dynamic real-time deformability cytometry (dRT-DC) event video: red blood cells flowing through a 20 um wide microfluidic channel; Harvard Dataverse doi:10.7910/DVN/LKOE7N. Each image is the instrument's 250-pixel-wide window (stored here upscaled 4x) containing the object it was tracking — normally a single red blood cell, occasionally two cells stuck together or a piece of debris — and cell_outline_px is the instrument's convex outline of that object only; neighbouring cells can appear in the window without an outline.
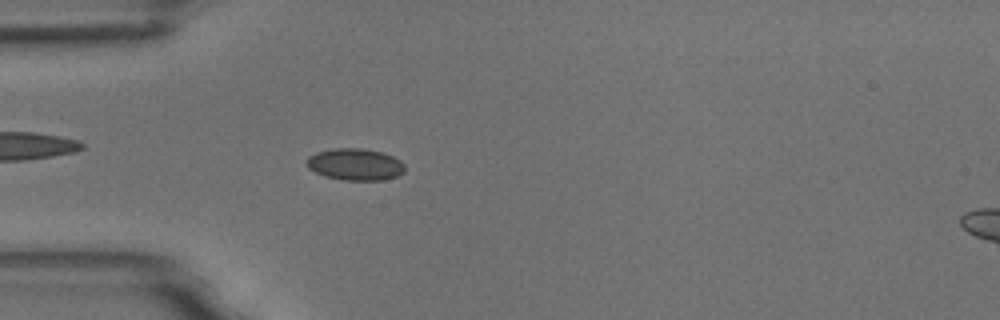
{"species": "common noctule bat (a hibernating species)", "species_latin": "Nyctalus noctula", "temperature_condition": "room temperature", "stored_images_in_passage": 53, "camera_frame_rate_fps": 3000, "um_per_image_px": 0.085, "animal": {"sex": "male", "body_mass_g": 18.8}, "frame": {"image": 1, "passage_image": 15, "time_ms": 4.667, "image_size_px": [1000, 320], "cell_outline_px": [[404, 172], [396, 176], [384, 180], [344, 180], [324, 176], [308, 168], [308, 156], [316, 152], [336, 148], [360, 148], [384, 152], [400, 160], [404, 164]], "centroid_in_image_um": [30.21, 13.97], "position_along_channel_um": 54.8, "area_um2": 18.15}}
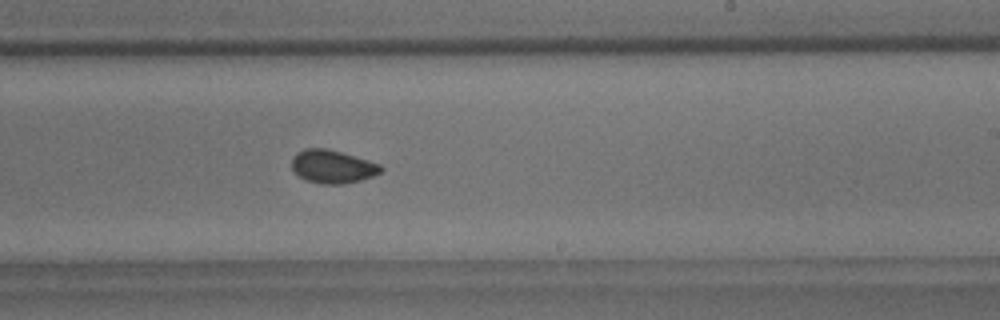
{"frame": {"image": 2, "passage_image": 32, "time_ms": 10.333, "image_size_px": [1000, 320], "cell_outline_px": [[384, 168], [380, 172], [372, 176], [360, 180], [344, 184], [324, 184], [308, 180], [300, 176], [292, 168], [292, 156], [296, 152], [304, 148], [328, 148], [368, 160], [380, 164]], "centroid_in_image_um": [28.26, 14.14], "position_along_channel_um": 260.7, "area_um2": 17.17}}
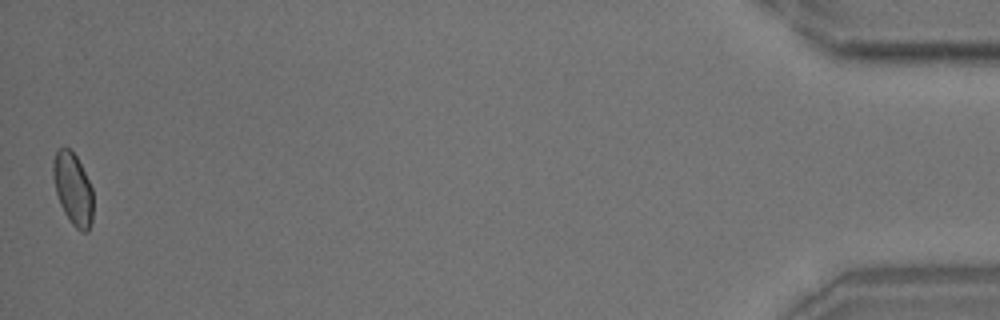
{"frame": {"image": 3, "passage_image": 53, "time_ms": 17.333, "image_size_px": [1000, 320], "cell_outline_px": [[92, 220], [88, 232], [80, 232], [72, 224], [64, 212], [60, 204], [56, 192], [52, 176], [52, 160], [56, 152], [60, 148], [68, 148], [76, 156], [92, 188]], "centroid_in_image_um": [6.18, 16.07], "position_along_channel_um": 429.0, "area_um2": 16.7}, "authors_computed_cell_mechanics": {"area_um2": 17.3978, "velocity_mm_per_s": 3.734, "shape_relaxation_time_tau1_ms": 6.1712, "shape_relaxation_time_tau2_ms": 1.4743, "deformation_change_tau1": 0.0839, "deformation_change_tau2": 0.0505}}